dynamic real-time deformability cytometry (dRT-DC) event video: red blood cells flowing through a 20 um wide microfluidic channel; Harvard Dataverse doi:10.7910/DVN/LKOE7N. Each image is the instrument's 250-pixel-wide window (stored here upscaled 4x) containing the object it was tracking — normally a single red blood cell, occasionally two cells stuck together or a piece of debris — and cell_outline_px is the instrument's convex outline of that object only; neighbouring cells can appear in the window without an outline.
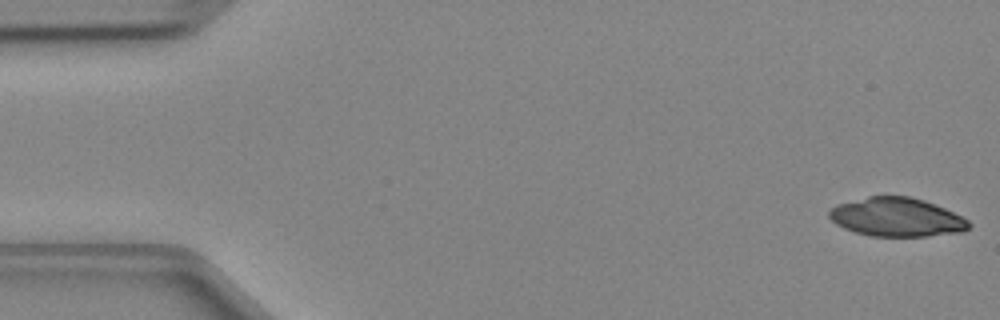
{"species": "Egyptian fruit bat (a non-hibernating species)", "species_latin": "Rousettus aegyptiacus", "temperature_condition": "cold", "stored_images_in_passage": 46, "camera_frame_rate_fps": 3000, "um_per_image_px": 0.085, "animal": {"sex": "female"}, "frame": {"image": 1, "passage_image": 1, "time_ms": 0.0, "image_size_px": [1000, 320], "cell_outline_px": [[972, 224], [964, 232], [928, 236], [868, 236], [844, 228], [836, 224], [828, 216], [828, 212], [836, 204], [868, 196], [908, 196], [924, 200], [944, 208], [968, 220]], "centroid_in_image_um": [76.21, 18.46], "position_along_channel_um": 8.8, "area_um2": 31.56}}